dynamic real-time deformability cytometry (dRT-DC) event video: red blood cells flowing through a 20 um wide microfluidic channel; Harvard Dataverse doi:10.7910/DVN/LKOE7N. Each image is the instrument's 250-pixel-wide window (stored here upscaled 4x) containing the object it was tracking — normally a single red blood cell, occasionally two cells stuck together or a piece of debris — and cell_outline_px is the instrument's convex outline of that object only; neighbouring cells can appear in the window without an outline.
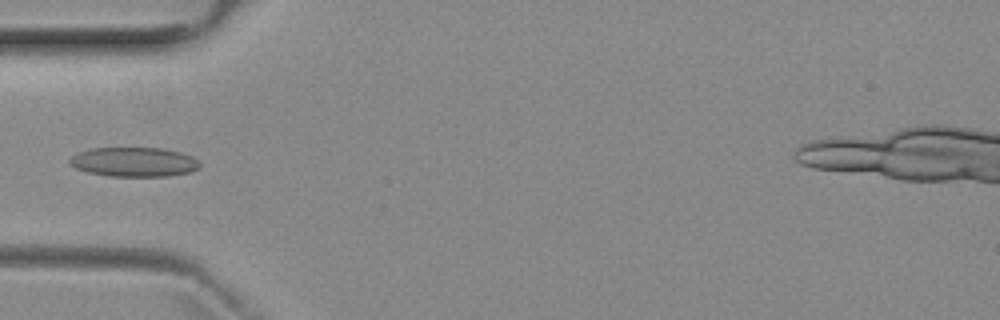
{"species": "common noctule bat (a hibernating species)", "species_latin": "Nyctalus noctula", "temperature_condition": "room temperature", "stored_images_in_passage": 5, "camera_frame_rate_fps": 3000, "um_per_image_px": 0.085, "animal": {"sex": "female", "body_mass_g": 29.2, "forearm_length_mm": 56.3}, "frame": {"image": 1, "passage_image": 4, "time_ms": 4.667, "image_size_px": [1000, 320], "cell_outline_px": [[200, 168], [188, 172], [168, 176], [108, 176], [88, 172], [76, 168], [68, 164], [68, 160], [72, 156], [80, 152], [92, 148], [164, 148], [180, 152], [192, 156], [200, 160]], "centroid_in_image_um": [11.41, 13.76], "position_along_channel_um": 73.6, "area_um2": 22.37}}
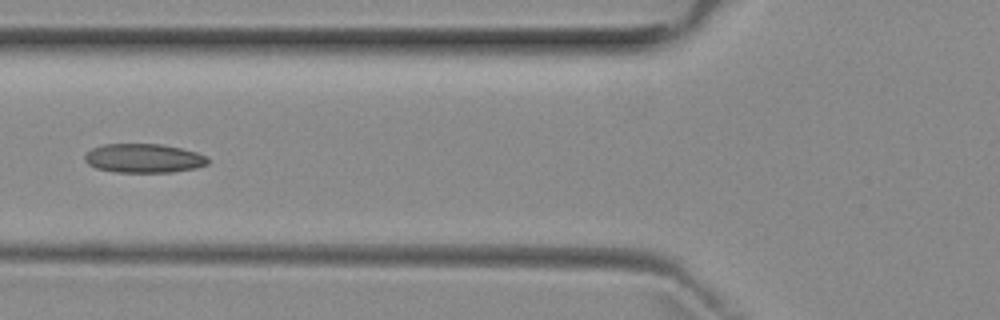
{"frame": {"image": 2, "passage_image": 5, "time_ms": 5.667, "image_size_px": [1000, 320], "cell_outline_px": [[208, 164], [196, 168], [172, 172], [116, 172], [96, 168], [88, 164], [84, 160], [84, 156], [92, 148], [104, 144], [160, 144], [180, 148], [196, 152], [208, 156]], "centroid_in_image_um": [12.22, 13.45], "position_along_channel_um": 113.6, "area_um2": 20.81}}